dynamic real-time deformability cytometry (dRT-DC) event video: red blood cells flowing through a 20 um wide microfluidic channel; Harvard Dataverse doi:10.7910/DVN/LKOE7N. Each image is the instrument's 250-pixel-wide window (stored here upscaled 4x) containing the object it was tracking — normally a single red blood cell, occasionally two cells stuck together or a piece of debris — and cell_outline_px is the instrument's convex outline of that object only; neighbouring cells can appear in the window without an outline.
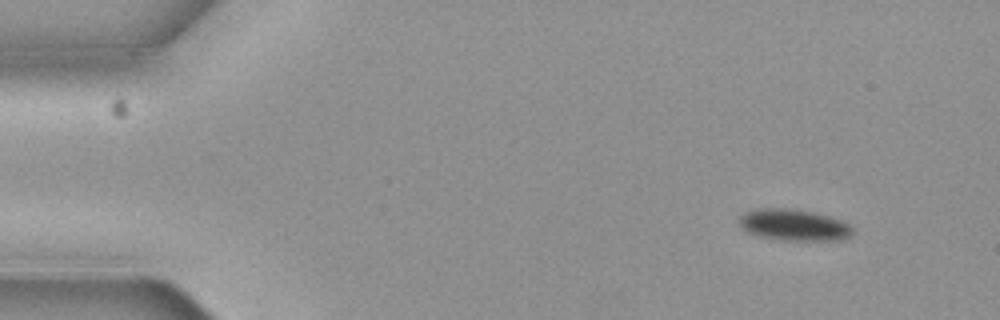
{"species": "common noctule bat (a hibernating species)", "species_latin": "Nyctalus noctula", "temperature_condition": "cold", "stored_images_in_passage": 5, "camera_frame_rate_fps": 3000, "um_per_image_px": 0.085, "animal": {"sex": "female", "body_mass_g": 19.3, "forearm_length_mm": 54.1}, "frame": {"image": 1, "passage_image": 1, "time_ms": 0.0, "image_size_px": [1000, 320], "cell_outline_px": [[852, 232], [848, 236], [840, 240], [784, 240], [760, 236], [748, 232], [740, 224], [740, 216], [744, 212], [756, 208], [792, 208], [812, 212], [828, 216], [840, 220], [848, 224], [852, 228]], "centroid_in_image_um": [67.46, 19.11], "position_along_channel_um": 17.5, "area_um2": 20.52}}
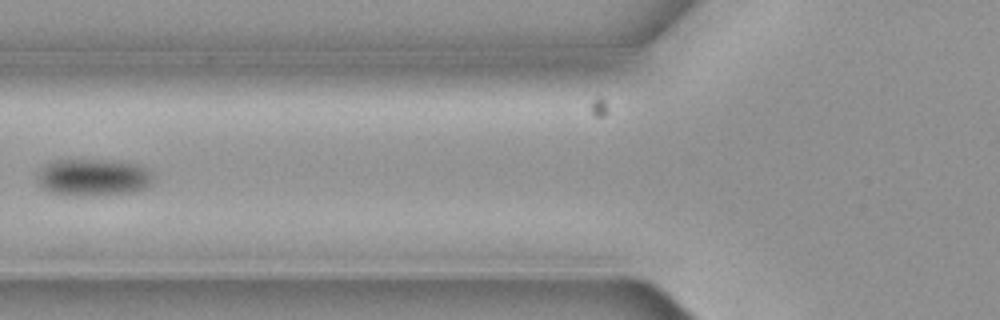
{"frame": {"image": 2, "passage_image": 5, "time_ms": 1.333, "image_size_px": [1000, 320], "cell_outline_px": [[152, 184], [144, 188], [132, 192], [92, 196], [84, 196], [52, 192], [44, 188], [36, 180], [36, 176], [40, 168], [44, 164], [52, 160], [104, 160], [136, 164], [148, 168], [152, 172]], "centroid_in_image_um": [7.91, 15.07], "position_along_channel_um": 117.9, "area_um2": 25.09}}